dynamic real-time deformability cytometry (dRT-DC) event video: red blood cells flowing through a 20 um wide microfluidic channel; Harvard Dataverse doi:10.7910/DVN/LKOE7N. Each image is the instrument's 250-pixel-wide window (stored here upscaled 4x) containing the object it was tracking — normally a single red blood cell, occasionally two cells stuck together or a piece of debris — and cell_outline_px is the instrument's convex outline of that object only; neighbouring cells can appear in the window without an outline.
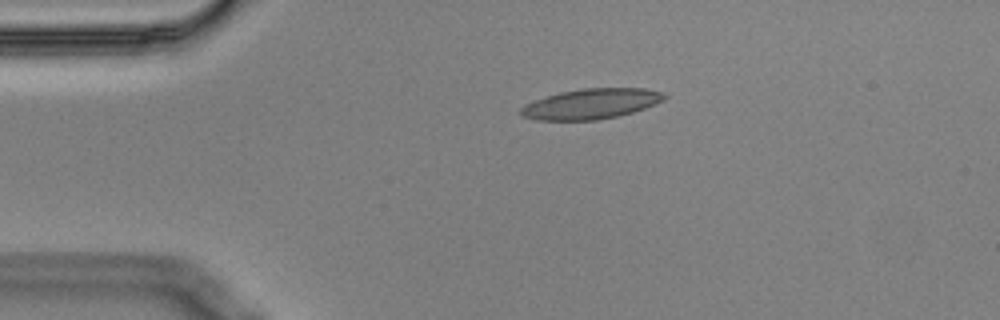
{"species": "Egyptian fruit bat (a non-hibernating species)", "species_latin": "Rousettus aegyptiacus", "temperature_condition": "cold", "stored_images_in_passage": 45, "camera_frame_rate_fps": 3000, "um_per_image_px": 0.085, "animal": {"sex": "male"}, "frame": {"image": 1, "passage_image": 1, "time_ms": 0.0, "image_size_px": [1000, 320], "cell_outline_px": [[668, 96], [664, 100], [656, 104], [632, 112], [616, 116], [596, 120], [536, 120], [520, 116], [520, 108], [524, 104], [560, 92], [584, 88], [644, 88], [664, 92]], "centroid_in_image_um": [50.25, 8.82], "position_along_channel_um": 34.7, "area_um2": 25.32}}
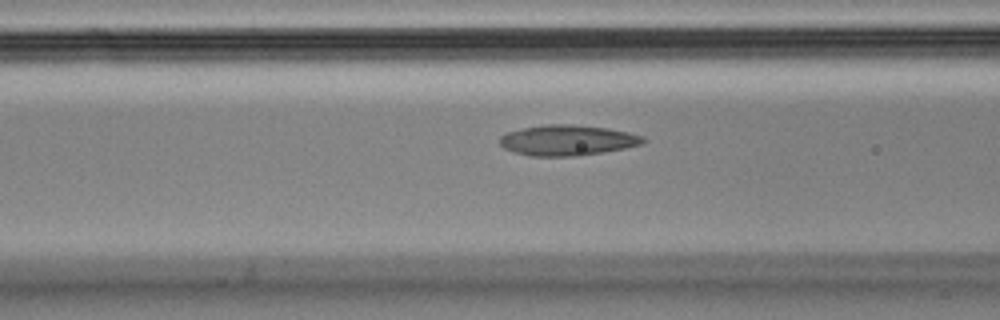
{"frame": {"image": 2, "passage_image": 11, "time_ms": 3.333, "image_size_px": [1000, 320], "cell_outline_px": [[648, 140], [644, 144], [604, 152], [576, 156], [528, 156], [512, 152], [504, 148], [500, 144], [500, 136], [508, 132], [524, 128], [548, 124], [572, 124], [608, 128], [628, 132], [644, 136]], "centroid_in_image_um": [48.26, 11.93], "position_along_channel_um": 118.3, "area_um2": 25.66}}
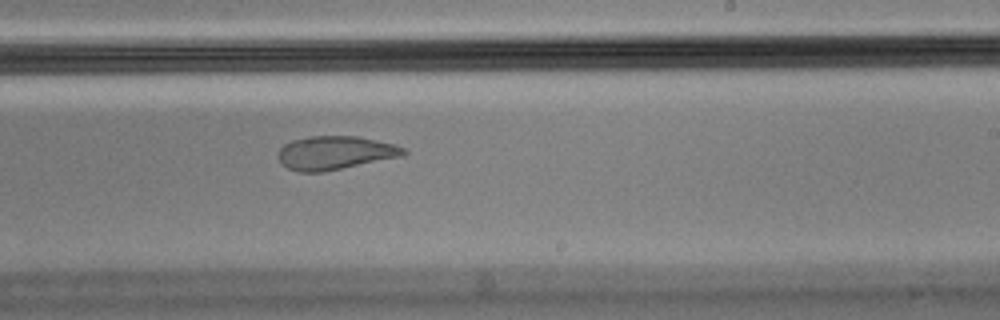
{"frame": {"image": 3, "passage_image": 23, "time_ms": 7.333, "image_size_px": [1000, 320], "cell_outline_px": [[408, 152], [404, 156], [320, 172], [300, 172], [288, 168], [276, 156], [280, 148], [284, 144], [292, 140], [308, 136], [356, 136], [396, 144], [404, 148]], "centroid_in_image_um": [28.49, 12.98], "position_along_channel_um": 260.5, "area_um2": 24.45}, "authors_computed_cell_mechanics": {"area_um2": 25.6632, "velocity_mm_per_s": 3.5601, "shape_relaxation_time_tau1_ms": null, "shape_relaxation_time_tau2_ms": 4.0977, "deformation_change_tau1": null, "deformation_change_tau2": 0.0808}}